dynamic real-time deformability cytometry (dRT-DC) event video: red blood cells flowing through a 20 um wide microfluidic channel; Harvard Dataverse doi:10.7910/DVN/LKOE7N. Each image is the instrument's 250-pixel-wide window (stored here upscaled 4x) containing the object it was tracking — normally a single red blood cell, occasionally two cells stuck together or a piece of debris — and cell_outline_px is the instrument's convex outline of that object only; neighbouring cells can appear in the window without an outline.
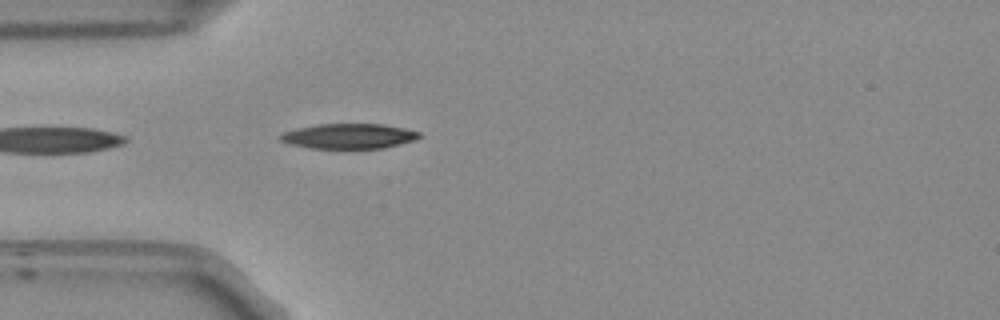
{"species": "Egyptian fruit bat (a non-hibernating species)", "species_latin": "Rousettus aegyptiacus", "temperature_condition": "room temperature", "stored_images_in_passage": 14, "camera_frame_rate_fps": 3000, "um_per_image_px": 0.085, "frame": {"image": 1, "passage_image": 1, "time_ms": 0.0, "image_size_px": [1000, 320], "cell_outline_px": [[420, 136], [416, 140], [384, 148], [308, 148], [288, 144], [280, 140], [276, 136], [284, 132], [296, 128], [320, 124], [380, 124], [404, 128], [420, 132]], "centroid_in_image_um": [29.61, 11.57], "position_along_channel_um": 55.4, "area_um2": 20.35}}